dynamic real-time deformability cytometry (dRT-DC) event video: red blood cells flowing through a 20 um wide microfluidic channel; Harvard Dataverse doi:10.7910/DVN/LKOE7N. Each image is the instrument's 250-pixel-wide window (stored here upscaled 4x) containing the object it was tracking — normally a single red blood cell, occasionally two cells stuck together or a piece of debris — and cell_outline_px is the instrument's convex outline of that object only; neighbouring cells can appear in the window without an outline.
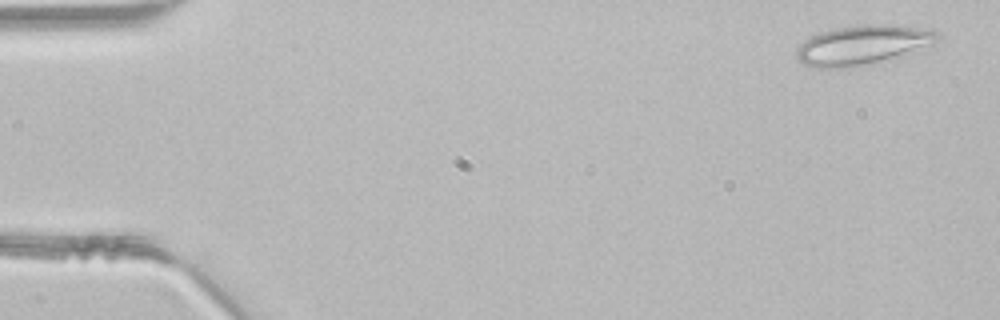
{"species": "common noctule bat (a hibernating species)", "species_latin": "Nyctalus noctula", "temperature_condition": "room temperature", "stored_images_in_passage": 46, "camera_frame_rate_fps": 3000, "um_per_image_px": 0.085, "animal": {"sex": "male", "body_mass_g": 21.5, "forearm_length_mm": 52.0}, "frame": {"image": 1, "passage_image": 2, "time_ms": 0.333, "image_size_px": [1000, 320], "cell_outline_px": [[940, 36], [936, 40], [916, 52], [864, 64], [840, 68], [812, 68], [804, 64], [796, 56], [796, 48], [804, 40], [820, 32], [836, 28], [868, 24], [892, 24], [932, 28], [940, 32]], "centroid_in_image_um": [73.35, 3.8], "position_along_channel_um": 11.7, "area_um2": 32.43}}
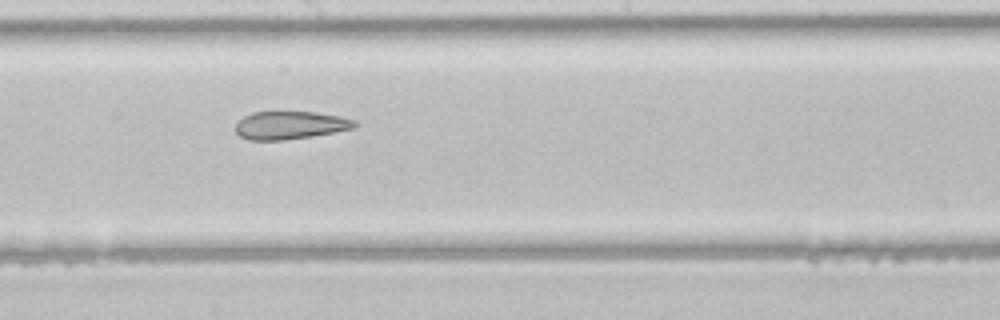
{"frame": {"image": 2, "passage_image": 25, "time_ms": 8.0, "image_size_px": [1000, 320], "cell_outline_px": [[360, 124], [356, 128], [312, 136], [284, 140], [248, 140], [240, 136], [236, 132], [236, 124], [244, 116], [252, 112], [316, 112], [340, 116], [356, 120]], "centroid_in_image_um": [24.71, 10.64], "position_along_channel_um": 223.5, "area_um2": 19.54}}
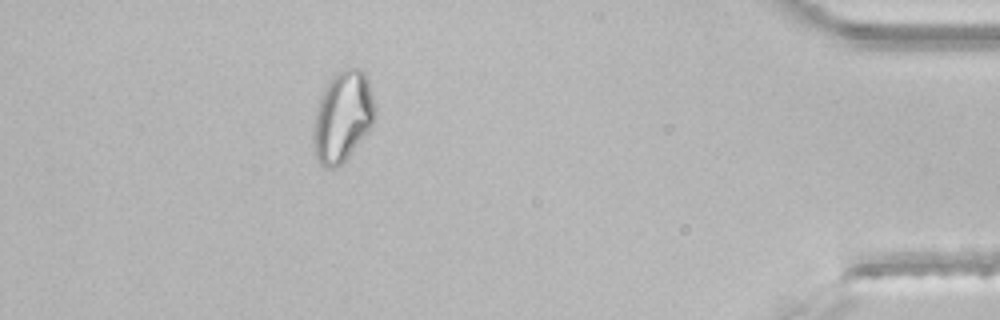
{"frame": {"image": 3, "passage_image": 41, "time_ms": 13.333, "image_size_px": [1000, 320], "cell_outline_px": [[376, 108], [372, 124], [348, 156], [340, 164], [332, 168], [324, 168], [320, 164], [316, 156], [312, 144], [312, 132], [316, 108], [320, 96], [328, 80], [340, 68], [360, 68], [364, 72], [368, 80]], "centroid_in_image_um": [29.09, 9.87], "position_along_channel_um": 406.1, "area_um2": 32.54}}